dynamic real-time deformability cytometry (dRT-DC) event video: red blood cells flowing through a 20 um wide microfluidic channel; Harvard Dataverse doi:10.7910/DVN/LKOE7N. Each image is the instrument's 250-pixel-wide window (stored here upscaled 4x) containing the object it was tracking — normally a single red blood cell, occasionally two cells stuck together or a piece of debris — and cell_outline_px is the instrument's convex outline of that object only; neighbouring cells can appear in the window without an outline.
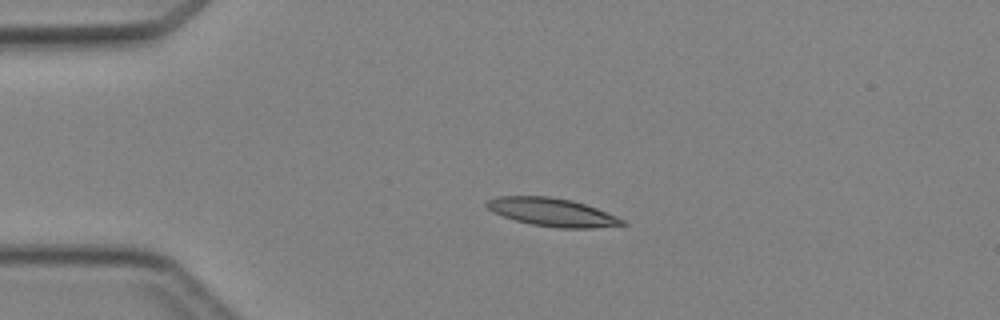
{"species": "Egyptian fruit bat (a non-hibernating species)", "species_latin": "Rousettus aegyptiacus", "temperature_condition": "cold", "stored_images_in_passage": 37, "camera_frame_rate_fps": 3000, "um_per_image_px": 0.085, "animal": {"sex": "female"}, "frame": {"image": 1, "passage_image": 1, "time_ms": 0.0, "image_size_px": [1000, 320], "cell_outline_px": [[628, 224], [592, 228], [556, 228], [532, 224], [516, 220], [504, 216], [488, 208], [484, 204], [488, 200], [496, 196], [548, 196], [572, 200], [596, 208], [616, 216], [624, 220]], "centroid_in_image_um": [46.94, 18.03], "position_along_channel_um": 38.1, "area_um2": 22.02}}
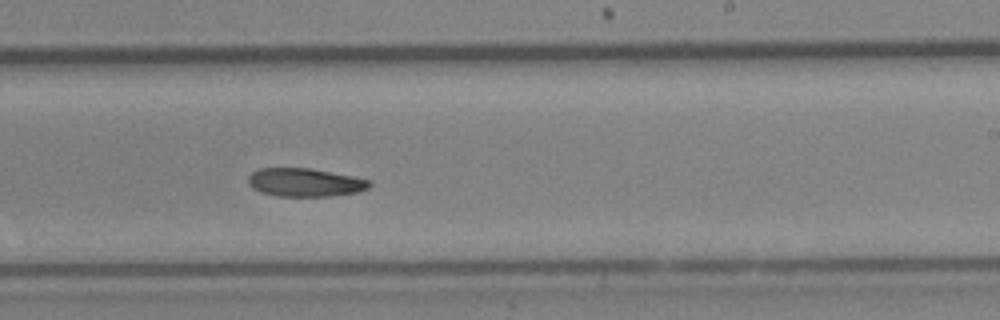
{"frame": {"image": 2, "passage_image": 19, "time_ms": 6.0, "image_size_px": [1000, 320], "cell_outline_px": [[372, 184], [368, 188], [356, 192], [332, 196], [280, 196], [260, 192], [252, 188], [248, 184], [248, 176], [252, 172], [260, 168], [308, 168], [352, 176], [372, 180]], "centroid_in_image_um": [25.91, 15.5], "position_along_channel_um": 263.1, "area_um2": 20.0}}
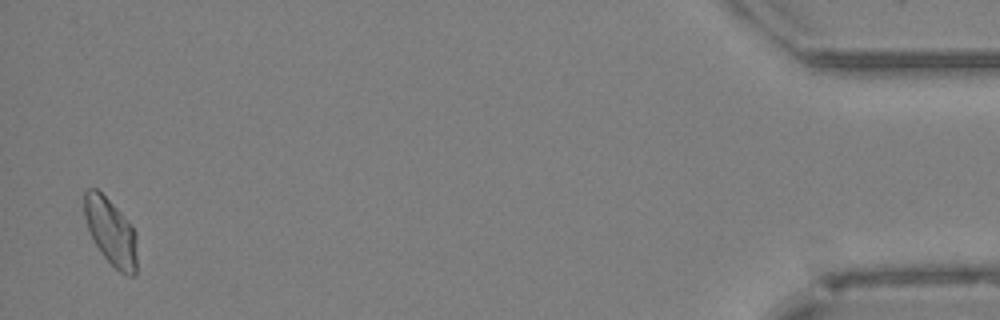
{"frame": {"image": 3, "passage_image": 36, "time_ms": 11.667, "image_size_px": [1000, 320], "cell_outline_px": [[136, 276], [128, 276], [120, 272], [100, 252], [88, 228], [84, 216], [84, 192], [88, 188], [96, 188], [124, 216], [136, 232]], "centroid_in_image_um": [9.42, 19.71], "position_along_channel_um": 425.8, "area_um2": 20.23}}